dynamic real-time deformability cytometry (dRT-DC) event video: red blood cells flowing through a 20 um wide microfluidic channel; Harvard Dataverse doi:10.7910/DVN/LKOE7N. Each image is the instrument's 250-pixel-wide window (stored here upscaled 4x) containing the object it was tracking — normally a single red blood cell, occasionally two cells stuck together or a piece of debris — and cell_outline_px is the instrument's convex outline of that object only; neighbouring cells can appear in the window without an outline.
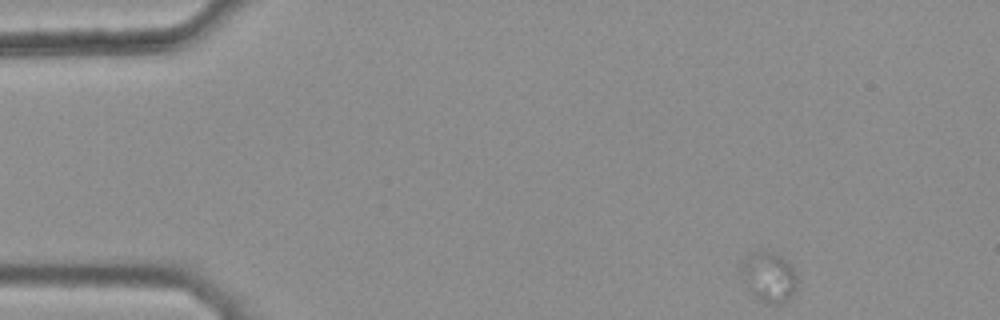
{"species": "common noctule bat (a hibernating species)", "species_latin": "Nyctalus noctula", "temperature_condition": "warm", "stored_images_in_passage": 40, "camera_frame_rate_fps": 3000, "um_per_image_px": 0.085, "animal": {"sex": "female", "body_mass_g": 25.1}, "frame": {"image": 1, "passage_image": 1, "time_ms": 0.0, "image_size_px": [1000, 320], "cell_outline_px": [[796, 288], [788, 300], [780, 304], [768, 304], [752, 292], [736, 268], [740, 260], [756, 248], [764, 248], [776, 252], [792, 264], [796, 272]], "centroid_in_image_um": [65.31, 23.42], "position_along_channel_um": 19.7, "area_um2": 17.05}}
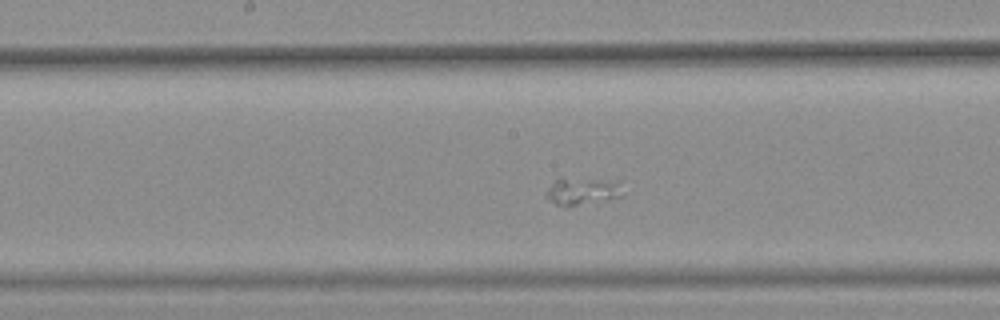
{"frame": {"image": 2, "passage_image": 23, "time_ms": 7.333, "image_size_px": [1000, 320], "cell_outline_px": [[624, 196], [604, 200], [576, 204], [556, 204], [544, 196], [548, 188], [560, 176], [620, 180]], "centroid_in_image_um": [49.56, 16.17], "position_along_channel_um": 198.6, "area_um2": 12.37}}
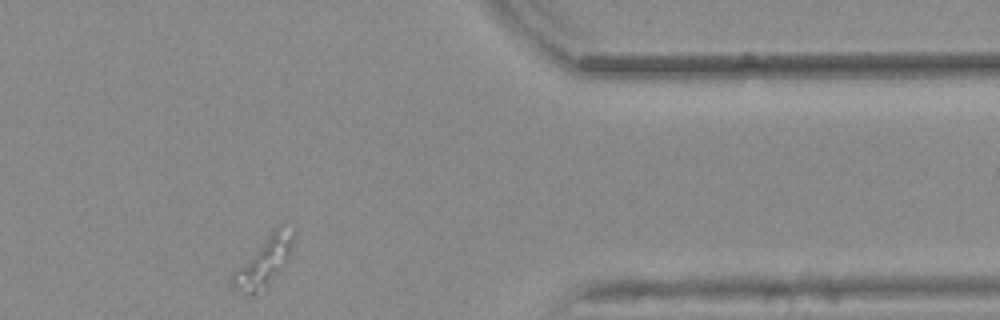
{"frame": {"image": 3, "passage_image": 40, "time_ms": 13.0, "image_size_px": [1000, 320], "cell_outline_px": [[296, 232], [288, 256], [264, 284], [256, 292], [244, 292], [232, 288], [232, 272], [280, 224]], "centroid_in_image_um": [22.4, 22.16], "position_along_channel_um": 389.0, "area_um2": 15.66}}